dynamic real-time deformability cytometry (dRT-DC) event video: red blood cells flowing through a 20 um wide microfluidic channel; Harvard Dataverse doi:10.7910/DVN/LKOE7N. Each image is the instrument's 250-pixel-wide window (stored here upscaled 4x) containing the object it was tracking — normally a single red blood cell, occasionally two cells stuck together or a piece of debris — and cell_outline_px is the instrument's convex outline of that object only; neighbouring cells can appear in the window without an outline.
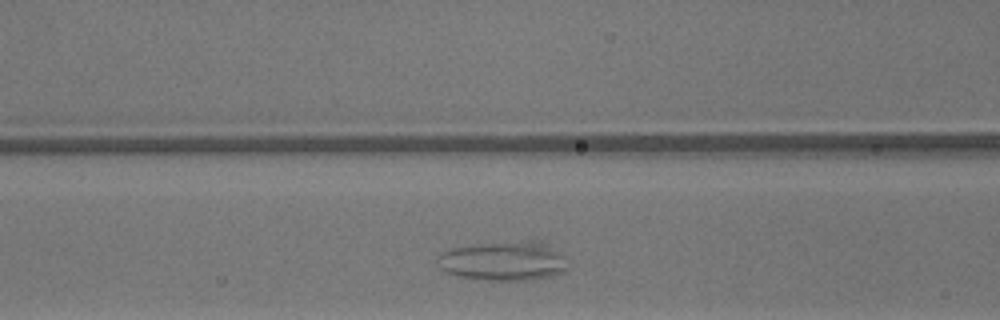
{"species": "common noctule bat (a hibernating species)", "species_latin": "Nyctalus noctula", "temperature_condition": "warm", "stored_images_in_passage": 27, "camera_frame_rate_fps": 3000, "um_per_image_px": 0.085, "animal": {"sex": "male", "body_mass_g": 13.3}, "frame": {"image": 1, "passage_image": 8, "time_ms": 2.333, "image_size_px": [1000, 320], "cell_outline_px": [[568, 268], [564, 272], [552, 276], [528, 280], [488, 280], [456, 276], [448, 272], [436, 260], [440, 252], [452, 248], [532, 236], [536, 236], [548, 240], [564, 256]], "centroid_in_image_um": [42.94, 22.1], "position_along_channel_um": 123.7, "area_um2": 31.21}}
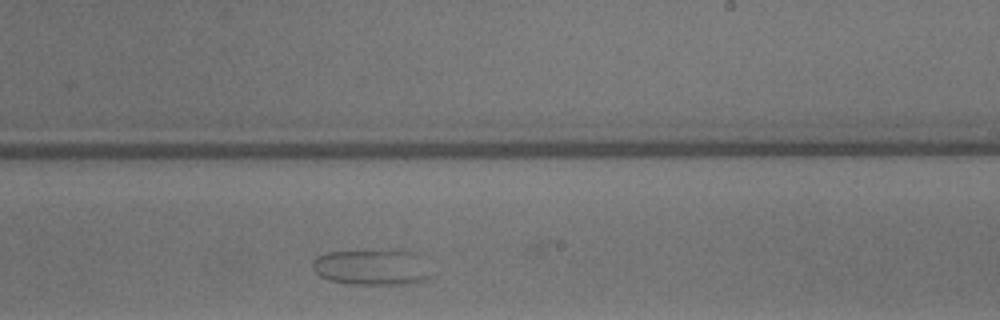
{"frame": {"image": 2, "passage_image": 18, "time_ms": 5.667, "image_size_px": [1000, 320], "cell_outline_px": [[428, 280], [408, 284], [348, 284], [328, 280], [320, 276], [312, 268], [312, 260], [316, 256], [324, 252], [380, 248], [404, 248], [412, 252], [416, 256], [428, 276]], "centroid_in_image_um": [31.48, 22.67], "position_along_channel_um": 257.5, "area_um2": 25.26}}
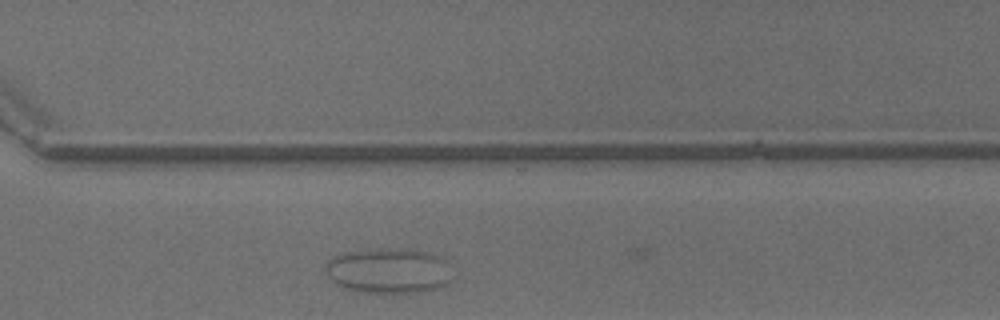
{"frame": {"image": 3, "passage_image": 24, "time_ms": 7.667, "image_size_px": [1000, 320], "cell_outline_px": [[448, 284], [424, 292], [364, 292], [344, 288], [336, 284], [328, 276], [324, 268], [328, 260], [332, 256], [348, 252], [424, 252], [440, 256], [448, 260]], "centroid_in_image_um": [33.0, 23.08], "position_along_channel_um": 337.6, "area_um2": 31.91}}